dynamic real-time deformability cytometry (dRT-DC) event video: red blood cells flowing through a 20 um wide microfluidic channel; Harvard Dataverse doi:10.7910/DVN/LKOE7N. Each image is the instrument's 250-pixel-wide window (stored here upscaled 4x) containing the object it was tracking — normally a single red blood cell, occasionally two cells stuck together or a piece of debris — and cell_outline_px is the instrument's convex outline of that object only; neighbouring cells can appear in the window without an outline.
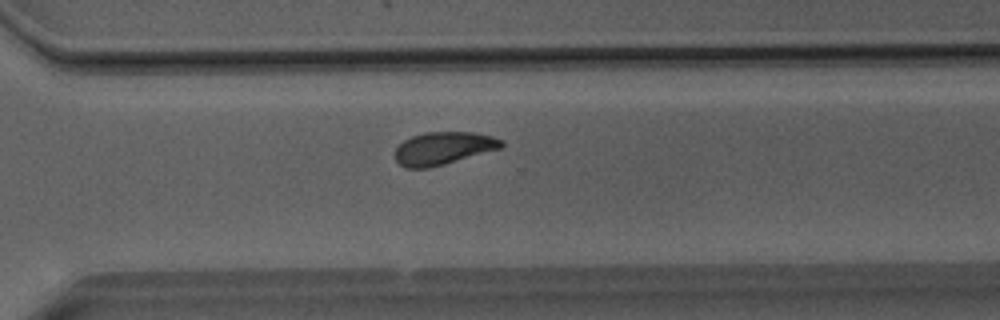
{"species": "Egyptian fruit bat (a non-hibernating species)", "species_latin": "Rousettus aegyptiacus", "temperature_condition": "room temperature", "stored_images_in_passage": 44, "camera_frame_rate_fps": 3000, "um_per_image_px": 0.085, "animal": {"sex": "male"}, "frame": {"image": 1, "passage_image": 30, "time_ms": 9.667, "image_size_px": [1000, 320], "cell_outline_px": [[504, 144], [500, 148], [444, 164], [428, 168], [404, 168], [396, 160], [396, 148], [404, 140], [412, 136], [424, 132], [472, 132], [492, 136], [504, 140]], "centroid_in_image_um": [37.68, 12.59], "position_along_channel_um": 332.9, "area_um2": 20.11}}
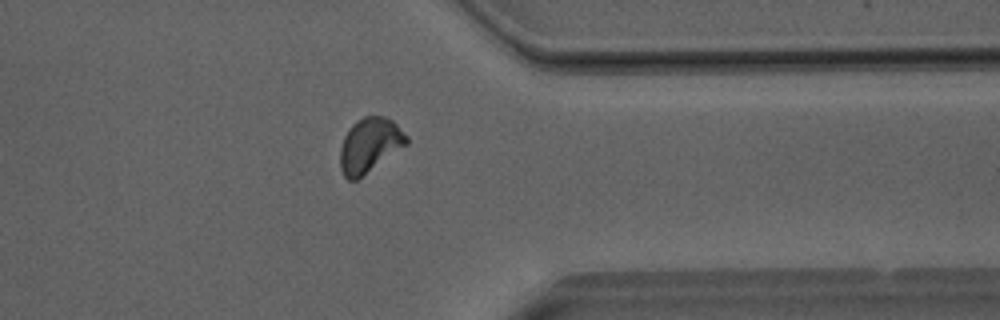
{"frame": {"image": 2, "passage_image": 34, "time_ms": 11.0, "image_size_px": [1000, 320], "cell_outline_px": [[408, 144], [356, 180], [348, 180], [344, 176], [340, 168], [340, 148], [344, 136], [348, 128], [356, 120], [364, 116], [384, 116], [392, 120], [408, 136]], "centroid_in_image_um": [31.41, 12.32], "position_along_channel_um": 380.0, "area_um2": 21.1}}
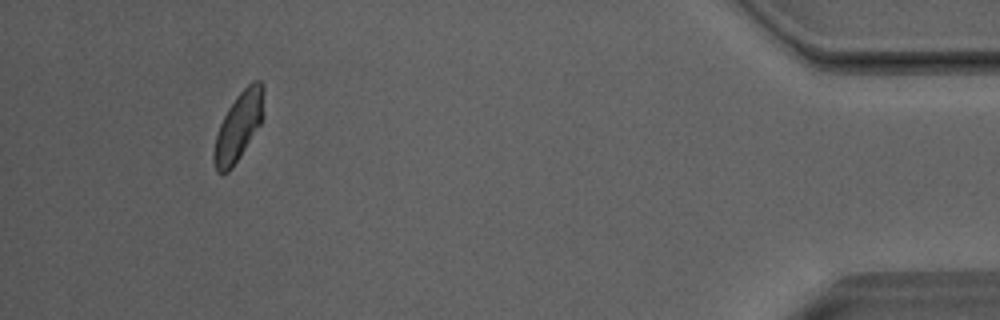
{"frame": {"image": 3, "passage_image": 41, "time_ms": 13.333, "image_size_px": [1000, 320], "cell_outline_px": [[264, 116], [260, 124], [240, 156], [232, 168], [228, 172], [216, 172], [212, 160], [212, 152], [216, 136], [220, 124], [228, 108], [236, 96], [252, 80], [260, 80], [264, 84]], "centroid_in_image_um": [20.29, 10.72], "position_along_channel_um": 414.9, "area_um2": 20.0}, "authors_computed_cell_mechanics": {"area_um2": 20.4612, "velocity_mm_per_s": 4.0217, "shape_relaxation_time_tau1_ms": 3.8118, "shape_relaxation_time_tau2_ms": 3.7496, "deformation_change_tau1": 0.1184, "deformation_change_tau2": 0.0442}}